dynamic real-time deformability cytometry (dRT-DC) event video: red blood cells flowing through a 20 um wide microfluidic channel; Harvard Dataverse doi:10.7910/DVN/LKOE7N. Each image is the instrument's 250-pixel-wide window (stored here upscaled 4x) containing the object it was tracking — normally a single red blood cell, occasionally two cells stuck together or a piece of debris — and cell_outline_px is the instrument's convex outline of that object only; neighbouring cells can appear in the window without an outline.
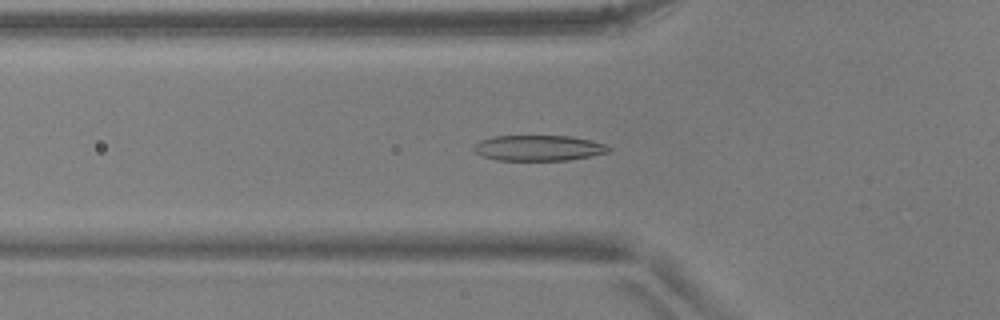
{"species": "common noctule bat (a hibernating species)", "species_latin": "Nyctalus noctula", "temperature_condition": "warm", "stored_images_in_passage": 52, "camera_frame_rate_fps": 3000, "um_per_image_px": 0.085, "animal": {"sex": "male", "body_mass_g": 17.9, "forearm_length_mm": 54.2}, "frame": {"image": 1, "passage_image": 18, "time_ms": 5.667, "image_size_px": [1000, 320], "cell_outline_px": [[612, 148], [608, 152], [592, 156], [568, 160], [496, 160], [484, 156], [476, 152], [472, 148], [480, 140], [492, 136], [572, 136], [604, 144]], "centroid_in_image_um": [45.78, 12.58], "position_along_channel_um": 80.0, "area_um2": 20.0}}
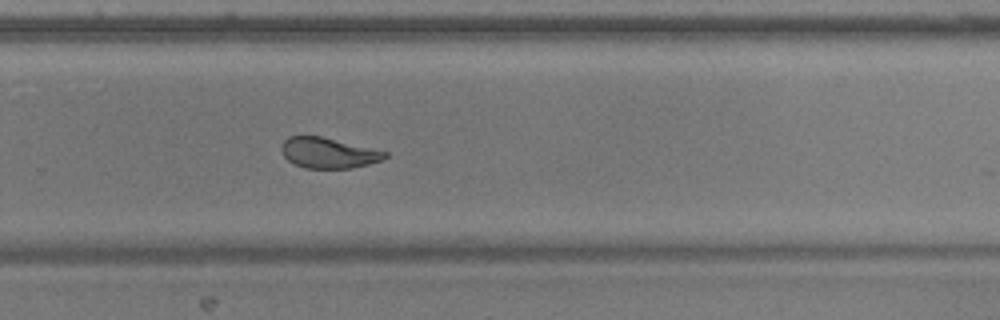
{"frame": {"image": 2, "passage_image": 35, "time_ms": 11.333, "image_size_px": [1000, 320], "cell_outline_px": [[388, 156], [380, 160], [368, 164], [352, 168], [304, 168], [288, 160], [280, 152], [280, 144], [288, 136], [320, 136], [388, 152]], "centroid_in_image_um": [27.86, 12.99], "position_along_channel_um": 301.9, "area_um2": 18.32}}
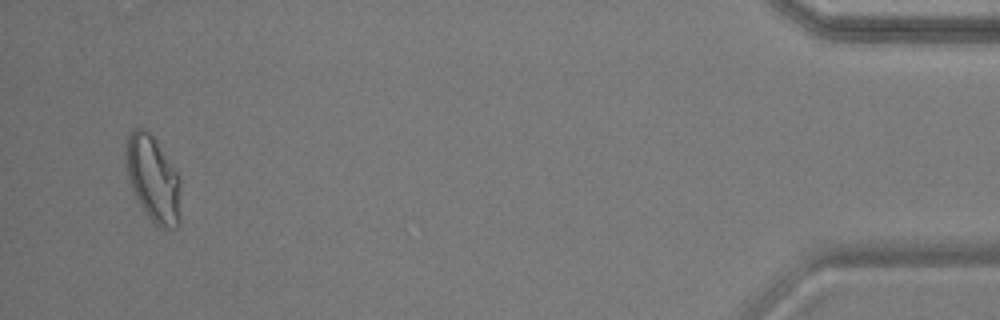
{"frame": {"image": 3, "passage_image": 50, "time_ms": 16.333, "image_size_px": [1000, 320], "cell_outline_px": [[180, 220], [176, 228], [160, 228], [152, 220], [136, 196], [132, 188], [128, 176], [124, 160], [128, 136], [132, 128], [144, 128], [152, 136], [176, 172], [180, 180]], "centroid_in_image_um": [13.01, 15.2], "position_along_channel_um": 422.2, "area_um2": 26.88}, "authors_computed_cell_mechanics": {"area_um2": 20.3167, "velocity_mm_per_s": 3.8981, "shape_relaxation_time_tau1_ms": 5.6561, "shape_relaxation_time_tau2_ms": 1.2956, "deformation_change_tau1": 0.194, "deformation_change_tau2": 0.0789}}